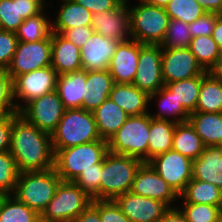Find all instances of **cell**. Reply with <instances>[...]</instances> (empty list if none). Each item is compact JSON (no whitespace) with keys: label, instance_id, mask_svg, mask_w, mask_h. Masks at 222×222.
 I'll list each match as a JSON object with an SVG mask.
<instances>
[{"label":"cell","instance_id":"4","mask_svg":"<svg viewBox=\"0 0 222 222\" xmlns=\"http://www.w3.org/2000/svg\"><path fill=\"white\" fill-rule=\"evenodd\" d=\"M143 163L131 156L108 152L103 159L100 200H114L131 191L136 173Z\"/></svg>","mask_w":222,"mask_h":222},{"label":"cell","instance_id":"56","mask_svg":"<svg viewBox=\"0 0 222 222\" xmlns=\"http://www.w3.org/2000/svg\"><path fill=\"white\" fill-rule=\"evenodd\" d=\"M8 195H6L5 193L3 192H0V209H1V206L5 200V198L7 197Z\"/></svg>","mask_w":222,"mask_h":222},{"label":"cell","instance_id":"9","mask_svg":"<svg viewBox=\"0 0 222 222\" xmlns=\"http://www.w3.org/2000/svg\"><path fill=\"white\" fill-rule=\"evenodd\" d=\"M65 109L56 90L36 98L25 106L17 104V112L39 130L52 134Z\"/></svg>","mask_w":222,"mask_h":222},{"label":"cell","instance_id":"18","mask_svg":"<svg viewBox=\"0 0 222 222\" xmlns=\"http://www.w3.org/2000/svg\"><path fill=\"white\" fill-rule=\"evenodd\" d=\"M120 41L106 38L93 32L80 48L82 70L95 71L108 69Z\"/></svg>","mask_w":222,"mask_h":222},{"label":"cell","instance_id":"24","mask_svg":"<svg viewBox=\"0 0 222 222\" xmlns=\"http://www.w3.org/2000/svg\"><path fill=\"white\" fill-rule=\"evenodd\" d=\"M87 71L79 70L57 76L56 91L64 109L83 108Z\"/></svg>","mask_w":222,"mask_h":222},{"label":"cell","instance_id":"23","mask_svg":"<svg viewBox=\"0 0 222 222\" xmlns=\"http://www.w3.org/2000/svg\"><path fill=\"white\" fill-rule=\"evenodd\" d=\"M42 10L31 0H0L1 28L16 33L24 19L38 15Z\"/></svg>","mask_w":222,"mask_h":222},{"label":"cell","instance_id":"6","mask_svg":"<svg viewBox=\"0 0 222 222\" xmlns=\"http://www.w3.org/2000/svg\"><path fill=\"white\" fill-rule=\"evenodd\" d=\"M129 9L130 37L141 44L160 45L165 38L170 17L163 7L141 0Z\"/></svg>","mask_w":222,"mask_h":222},{"label":"cell","instance_id":"41","mask_svg":"<svg viewBox=\"0 0 222 222\" xmlns=\"http://www.w3.org/2000/svg\"><path fill=\"white\" fill-rule=\"evenodd\" d=\"M19 171L9 151L0 152V192L10 195L14 192Z\"/></svg>","mask_w":222,"mask_h":222},{"label":"cell","instance_id":"3","mask_svg":"<svg viewBox=\"0 0 222 222\" xmlns=\"http://www.w3.org/2000/svg\"><path fill=\"white\" fill-rule=\"evenodd\" d=\"M61 181L54 168L20 172L13 195L40 216L54 197Z\"/></svg>","mask_w":222,"mask_h":222},{"label":"cell","instance_id":"20","mask_svg":"<svg viewBox=\"0 0 222 222\" xmlns=\"http://www.w3.org/2000/svg\"><path fill=\"white\" fill-rule=\"evenodd\" d=\"M80 48L61 34L51 33V66L58 75L82 70Z\"/></svg>","mask_w":222,"mask_h":222},{"label":"cell","instance_id":"42","mask_svg":"<svg viewBox=\"0 0 222 222\" xmlns=\"http://www.w3.org/2000/svg\"><path fill=\"white\" fill-rule=\"evenodd\" d=\"M103 161L93 165V168L83 170L73 181L93 200H100V181Z\"/></svg>","mask_w":222,"mask_h":222},{"label":"cell","instance_id":"27","mask_svg":"<svg viewBox=\"0 0 222 222\" xmlns=\"http://www.w3.org/2000/svg\"><path fill=\"white\" fill-rule=\"evenodd\" d=\"M190 124L201 138L205 147L221 145L222 143V112L190 113Z\"/></svg>","mask_w":222,"mask_h":222},{"label":"cell","instance_id":"58","mask_svg":"<svg viewBox=\"0 0 222 222\" xmlns=\"http://www.w3.org/2000/svg\"><path fill=\"white\" fill-rule=\"evenodd\" d=\"M34 222H49V221H47L44 218H42L41 216H39Z\"/></svg>","mask_w":222,"mask_h":222},{"label":"cell","instance_id":"5","mask_svg":"<svg viewBox=\"0 0 222 222\" xmlns=\"http://www.w3.org/2000/svg\"><path fill=\"white\" fill-rule=\"evenodd\" d=\"M108 152L105 140L60 149L54 156V169L62 181H74L83 170L101 163Z\"/></svg>","mask_w":222,"mask_h":222},{"label":"cell","instance_id":"44","mask_svg":"<svg viewBox=\"0 0 222 222\" xmlns=\"http://www.w3.org/2000/svg\"><path fill=\"white\" fill-rule=\"evenodd\" d=\"M91 204L99 211L101 222H131L114 200H93Z\"/></svg>","mask_w":222,"mask_h":222},{"label":"cell","instance_id":"45","mask_svg":"<svg viewBox=\"0 0 222 222\" xmlns=\"http://www.w3.org/2000/svg\"><path fill=\"white\" fill-rule=\"evenodd\" d=\"M18 42L15 32L0 31V67L7 69L10 66Z\"/></svg>","mask_w":222,"mask_h":222},{"label":"cell","instance_id":"8","mask_svg":"<svg viewBox=\"0 0 222 222\" xmlns=\"http://www.w3.org/2000/svg\"><path fill=\"white\" fill-rule=\"evenodd\" d=\"M93 199L73 181H61L42 218L49 222H73Z\"/></svg>","mask_w":222,"mask_h":222},{"label":"cell","instance_id":"57","mask_svg":"<svg viewBox=\"0 0 222 222\" xmlns=\"http://www.w3.org/2000/svg\"><path fill=\"white\" fill-rule=\"evenodd\" d=\"M31 1H34L36 4H38L42 9L44 8V5L45 2L44 0H31Z\"/></svg>","mask_w":222,"mask_h":222},{"label":"cell","instance_id":"40","mask_svg":"<svg viewBox=\"0 0 222 222\" xmlns=\"http://www.w3.org/2000/svg\"><path fill=\"white\" fill-rule=\"evenodd\" d=\"M181 212L187 222H220L222 218V206L208 204L183 203Z\"/></svg>","mask_w":222,"mask_h":222},{"label":"cell","instance_id":"49","mask_svg":"<svg viewBox=\"0 0 222 222\" xmlns=\"http://www.w3.org/2000/svg\"><path fill=\"white\" fill-rule=\"evenodd\" d=\"M12 133V114L0 116V152L9 151Z\"/></svg>","mask_w":222,"mask_h":222},{"label":"cell","instance_id":"13","mask_svg":"<svg viewBox=\"0 0 222 222\" xmlns=\"http://www.w3.org/2000/svg\"><path fill=\"white\" fill-rule=\"evenodd\" d=\"M205 72L188 47L162 49V78L164 84L187 80L203 75Z\"/></svg>","mask_w":222,"mask_h":222},{"label":"cell","instance_id":"10","mask_svg":"<svg viewBox=\"0 0 222 222\" xmlns=\"http://www.w3.org/2000/svg\"><path fill=\"white\" fill-rule=\"evenodd\" d=\"M51 56V35L37 42L19 41L7 74L14 80L19 75L51 66Z\"/></svg>","mask_w":222,"mask_h":222},{"label":"cell","instance_id":"12","mask_svg":"<svg viewBox=\"0 0 222 222\" xmlns=\"http://www.w3.org/2000/svg\"><path fill=\"white\" fill-rule=\"evenodd\" d=\"M132 84L148 95L159 91L165 85L162 78L160 45L140 43L137 71Z\"/></svg>","mask_w":222,"mask_h":222},{"label":"cell","instance_id":"47","mask_svg":"<svg viewBox=\"0 0 222 222\" xmlns=\"http://www.w3.org/2000/svg\"><path fill=\"white\" fill-rule=\"evenodd\" d=\"M91 26H78L64 30L61 35L68 41L74 43L78 48H81L93 34Z\"/></svg>","mask_w":222,"mask_h":222},{"label":"cell","instance_id":"36","mask_svg":"<svg viewBox=\"0 0 222 222\" xmlns=\"http://www.w3.org/2000/svg\"><path fill=\"white\" fill-rule=\"evenodd\" d=\"M188 48L205 71L215 64L221 51L212 36L193 37Z\"/></svg>","mask_w":222,"mask_h":222},{"label":"cell","instance_id":"26","mask_svg":"<svg viewBox=\"0 0 222 222\" xmlns=\"http://www.w3.org/2000/svg\"><path fill=\"white\" fill-rule=\"evenodd\" d=\"M93 115L99 136L107 142L125 124L129 117L110 97L93 111Z\"/></svg>","mask_w":222,"mask_h":222},{"label":"cell","instance_id":"35","mask_svg":"<svg viewBox=\"0 0 222 222\" xmlns=\"http://www.w3.org/2000/svg\"><path fill=\"white\" fill-rule=\"evenodd\" d=\"M52 33V22L50 23L42 11L35 16L24 19L16 32L18 41L37 42L47 39Z\"/></svg>","mask_w":222,"mask_h":222},{"label":"cell","instance_id":"54","mask_svg":"<svg viewBox=\"0 0 222 222\" xmlns=\"http://www.w3.org/2000/svg\"><path fill=\"white\" fill-rule=\"evenodd\" d=\"M213 77L222 81V51H220L215 64L208 71Z\"/></svg>","mask_w":222,"mask_h":222},{"label":"cell","instance_id":"52","mask_svg":"<svg viewBox=\"0 0 222 222\" xmlns=\"http://www.w3.org/2000/svg\"><path fill=\"white\" fill-rule=\"evenodd\" d=\"M206 12L222 14V0H196Z\"/></svg>","mask_w":222,"mask_h":222},{"label":"cell","instance_id":"37","mask_svg":"<svg viewBox=\"0 0 222 222\" xmlns=\"http://www.w3.org/2000/svg\"><path fill=\"white\" fill-rule=\"evenodd\" d=\"M39 215L25 203L8 195L0 209V222H34Z\"/></svg>","mask_w":222,"mask_h":222},{"label":"cell","instance_id":"39","mask_svg":"<svg viewBox=\"0 0 222 222\" xmlns=\"http://www.w3.org/2000/svg\"><path fill=\"white\" fill-rule=\"evenodd\" d=\"M188 28V23L176 19H170L165 38L160 44L161 48H187L192 40Z\"/></svg>","mask_w":222,"mask_h":222},{"label":"cell","instance_id":"7","mask_svg":"<svg viewBox=\"0 0 222 222\" xmlns=\"http://www.w3.org/2000/svg\"><path fill=\"white\" fill-rule=\"evenodd\" d=\"M150 114L129 116L125 124L109 139L108 150L148 163Z\"/></svg>","mask_w":222,"mask_h":222},{"label":"cell","instance_id":"38","mask_svg":"<svg viewBox=\"0 0 222 222\" xmlns=\"http://www.w3.org/2000/svg\"><path fill=\"white\" fill-rule=\"evenodd\" d=\"M170 19L192 23L206 11L196 0H171L165 7Z\"/></svg>","mask_w":222,"mask_h":222},{"label":"cell","instance_id":"22","mask_svg":"<svg viewBox=\"0 0 222 222\" xmlns=\"http://www.w3.org/2000/svg\"><path fill=\"white\" fill-rule=\"evenodd\" d=\"M113 85V77L108 69L87 71L83 109L92 112L97 109L109 98Z\"/></svg>","mask_w":222,"mask_h":222},{"label":"cell","instance_id":"28","mask_svg":"<svg viewBox=\"0 0 222 222\" xmlns=\"http://www.w3.org/2000/svg\"><path fill=\"white\" fill-rule=\"evenodd\" d=\"M53 23L52 32L61 34L64 30L75 26H91L92 13L73 0H63L56 21Z\"/></svg>","mask_w":222,"mask_h":222},{"label":"cell","instance_id":"55","mask_svg":"<svg viewBox=\"0 0 222 222\" xmlns=\"http://www.w3.org/2000/svg\"><path fill=\"white\" fill-rule=\"evenodd\" d=\"M148 4L165 8L171 0H141Z\"/></svg>","mask_w":222,"mask_h":222},{"label":"cell","instance_id":"1","mask_svg":"<svg viewBox=\"0 0 222 222\" xmlns=\"http://www.w3.org/2000/svg\"><path fill=\"white\" fill-rule=\"evenodd\" d=\"M9 152L19 172L45 171L54 168L51 135L39 130L23 116L12 113Z\"/></svg>","mask_w":222,"mask_h":222},{"label":"cell","instance_id":"31","mask_svg":"<svg viewBox=\"0 0 222 222\" xmlns=\"http://www.w3.org/2000/svg\"><path fill=\"white\" fill-rule=\"evenodd\" d=\"M199 112H222V81L208 71L203 74L196 106Z\"/></svg>","mask_w":222,"mask_h":222},{"label":"cell","instance_id":"14","mask_svg":"<svg viewBox=\"0 0 222 222\" xmlns=\"http://www.w3.org/2000/svg\"><path fill=\"white\" fill-rule=\"evenodd\" d=\"M57 72L52 66L19 75L13 80V98H20L25 105L44 94L56 90Z\"/></svg>","mask_w":222,"mask_h":222},{"label":"cell","instance_id":"25","mask_svg":"<svg viewBox=\"0 0 222 222\" xmlns=\"http://www.w3.org/2000/svg\"><path fill=\"white\" fill-rule=\"evenodd\" d=\"M109 97L129 116L149 113L147 112L149 95L133 84L114 83Z\"/></svg>","mask_w":222,"mask_h":222},{"label":"cell","instance_id":"2","mask_svg":"<svg viewBox=\"0 0 222 222\" xmlns=\"http://www.w3.org/2000/svg\"><path fill=\"white\" fill-rule=\"evenodd\" d=\"M102 140L92 111L67 109L51 134L54 154L68 147Z\"/></svg>","mask_w":222,"mask_h":222},{"label":"cell","instance_id":"15","mask_svg":"<svg viewBox=\"0 0 222 222\" xmlns=\"http://www.w3.org/2000/svg\"><path fill=\"white\" fill-rule=\"evenodd\" d=\"M114 201L131 222H158L169 209L162 201L131 191L117 196Z\"/></svg>","mask_w":222,"mask_h":222},{"label":"cell","instance_id":"51","mask_svg":"<svg viewBox=\"0 0 222 222\" xmlns=\"http://www.w3.org/2000/svg\"><path fill=\"white\" fill-rule=\"evenodd\" d=\"M158 222H187V219L181 210L171 207L163 214Z\"/></svg>","mask_w":222,"mask_h":222},{"label":"cell","instance_id":"21","mask_svg":"<svg viewBox=\"0 0 222 222\" xmlns=\"http://www.w3.org/2000/svg\"><path fill=\"white\" fill-rule=\"evenodd\" d=\"M192 178L216 185L222 190V146H207L193 161Z\"/></svg>","mask_w":222,"mask_h":222},{"label":"cell","instance_id":"46","mask_svg":"<svg viewBox=\"0 0 222 222\" xmlns=\"http://www.w3.org/2000/svg\"><path fill=\"white\" fill-rule=\"evenodd\" d=\"M221 14L205 12L201 17L189 24L191 37L212 36L215 22Z\"/></svg>","mask_w":222,"mask_h":222},{"label":"cell","instance_id":"19","mask_svg":"<svg viewBox=\"0 0 222 222\" xmlns=\"http://www.w3.org/2000/svg\"><path fill=\"white\" fill-rule=\"evenodd\" d=\"M140 43L131 38L120 42L108 67L114 83L132 84L138 65Z\"/></svg>","mask_w":222,"mask_h":222},{"label":"cell","instance_id":"30","mask_svg":"<svg viewBox=\"0 0 222 222\" xmlns=\"http://www.w3.org/2000/svg\"><path fill=\"white\" fill-rule=\"evenodd\" d=\"M204 148L201 138L189 121L176 124L172 140L173 150L194 161Z\"/></svg>","mask_w":222,"mask_h":222},{"label":"cell","instance_id":"17","mask_svg":"<svg viewBox=\"0 0 222 222\" xmlns=\"http://www.w3.org/2000/svg\"><path fill=\"white\" fill-rule=\"evenodd\" d=\"M126 2L127 0H124L113 10L92 14L93 31L120 42L129 40L127 38L130 35L129 9Z\"/></svg>","mask_w":222,"mask_h":222},{"label":"cell","instance_id":"29","mask_svg":"<svg viewBox=\"0 0 222 222\" xmlns=\"http://www.w3.org/2000/svg\"><path fill=\"white\" fill-rule=\"evenodd\" d=\"M176 124L172 120H158L150 117L148 162L154 157L172 149L173 133Z\"/></svg>","mask_w":222,"mask_h":222},{"label":"cell","instance_id":"48","mask_svg":"<svg viewBox=\"0 0 222 222\" xmlns=\"http://www.w3.org/2000/svg\"><path fill=\"white\" fill-rule=\"evenodd\" d=\"M92 14L117 8L124 0H73Z\"/></svg>","mask_w":222,"mask_h":222},{"label":"cell","instance_id":"32","mask_svg":"<svg viewBox=\"0 0 222 222\" xmlns=\"http://www.w3.org/2000/svg\"><path fill=\"white\" fill-rule=\"evenodd\" d=\"M179 197L185 199L183 203L222 206V190L216 185L194 178L187 184Z\"/></svg>","mask_w":222,"mask_h":222},{"label":"cell","instance_id":"53","mask_svg":"<svg viewBox=\"0 0 222 222\" xmlns=\"http://www.w3.org/2000/svg\"><path fill=\"white\" fill-rule=\"evenodd\" d=\"M212 38L218 44L219 49L222 51V14L217 18L215 27L212 32Z\"/></svg>","mask_w":222,"mask_h":222},{"label":"cell","instance_id":"50","mask_svg":"<svg viewBox=\"0 0 222 222\" xmlns=\"http://www.w3.org/2000/svg\"><path fill=\"white\" fill-rule=\"evenodd\" d=\"M73 222H101L99 211L90 204Z\"/></svg>","mask_w":222,"mask_h":222},{"label":"cell","instance_id":"43","mask_svg":"<svg viewBox=\"0 0 222 222\" xmlns=\"http://www.w3.org/2000/svg\"><path fill=\"white\" fill-rule=\"evenodd\" d=\"M13 100V80L7 69L0 67V116L17 113V104Z\"/></svg>","mask_w":222,"mask_h":222},{"label":"cell","instance_id":"33","mask_svg":"<svg viewBox=\"0 0 222 222\" xmlns=\"http://www.w3.org/2000/svg\"><path fill=\"white\" fill-rule=\"evenodd\" d=\"M202 79L203 75H200L187 80L167 83L165 86L173 93L178 104H181L189 113H193L196 111Z\"/></svg>","mask_w":222,"mask_h":222},{"label":"cell","instance_id":"11","mask_svg":"<svg viewBox=\"0 0 222 222\" xmlns=\"http://www.w3.org/2000/svg\"><path fill=\"white\" fill-rule=\"evenodd\" d=\"M148 163L178 195L192 179L193 161L173 149L154 157Z\"/></svg>","mask_w":222,"mask_h":222},{"label":"cell","instance_id":"34","mask_svg":"<svg viewBox=\"0 0 222 222\" xmlns=\"http://www.w3.org/2000/svg\"><path fill=\"white\" fill-rule=\"evenodd\" d=\"M156 96L161 97L159 101L160 109H163L158 112V114L151 115V118L158 120H170L166 117L167 115H174L177 119L172 121L175 123L187 122L189 120L190 113L181 105L178 104L177 100L173 96V93L164 85L159 91L149 95V102L154 99ZM179 115V116H178Z\"/></svg>","mask_w":222,"mask_h":222},{"label":"cell","instance_id":"16","mask_svg":"<svg viewBox=\"0 0 222 222\" xmlns=\"http://www.w3.org/2000/svg\"><path fill=\"white\" fill-rule=\"evenodd\" d=\"M131 192L162 201L169 208H171L170 204L179 197L149 163H143L138 169Z\"/></svg>","mask_w":222,"mask_h":222}]
</instances>
